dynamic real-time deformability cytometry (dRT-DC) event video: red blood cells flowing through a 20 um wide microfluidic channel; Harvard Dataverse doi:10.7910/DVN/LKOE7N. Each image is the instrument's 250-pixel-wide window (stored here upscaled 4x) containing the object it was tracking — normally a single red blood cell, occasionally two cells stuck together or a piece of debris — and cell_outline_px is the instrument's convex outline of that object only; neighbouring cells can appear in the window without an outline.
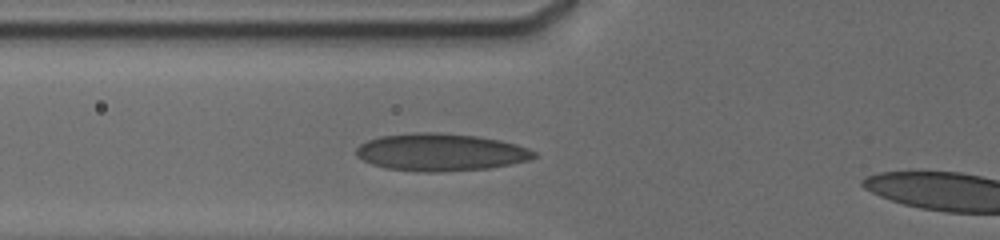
{"species": "human", "species_latin": "Homo sapiens", "temperature_condition": "cold", "stored_images_in_passage": 5, "segment_of_instrument_passage": [1, 2], "camera_frame_rate_fps": 3000, "um_per_image_px": 0.085, "donor": {"sex": "male"}, "frame": {"image": 1, "passage_image": 4, "time_ms": 2.333, "image_size_px": [1000, 240], "cell_outline_px": [[536, 156], [532, 160], [512, 164], [488, 168], [440, 172], [424, 172], [384, 168], [372, 164], [356, 156], [356, 148], [360, 144], [368, 140], [380, 136], [416, 132], [436, 132], [476, 136], [500, 140], [516, 144], [528, 148], [536, 152]], "centroid_in_image_um": [37.47, 12.94], "position_along_channel_um": 88.3, "area_um2": 38.9}}